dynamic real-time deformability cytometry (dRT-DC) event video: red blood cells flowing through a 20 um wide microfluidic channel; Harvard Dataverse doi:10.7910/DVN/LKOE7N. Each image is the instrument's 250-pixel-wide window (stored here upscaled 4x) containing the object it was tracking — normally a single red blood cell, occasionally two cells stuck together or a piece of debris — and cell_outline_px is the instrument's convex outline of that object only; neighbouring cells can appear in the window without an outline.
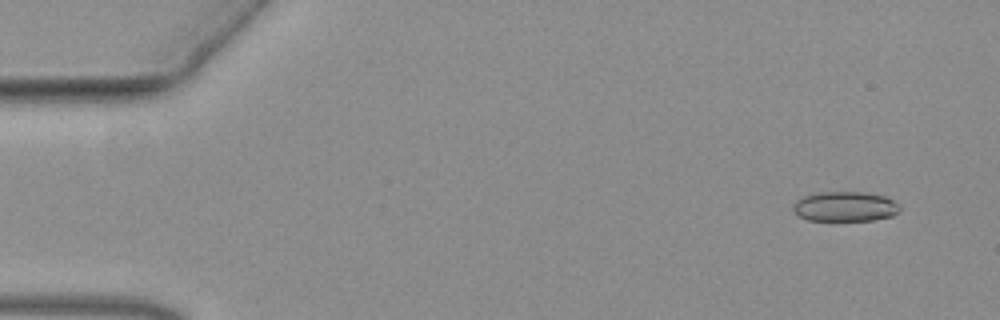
{"species": "common noctule bat (a hibernating species)", "species_latin": "Nyctalus noctula", "temperature_condition": "warm", "stored_images_in_passage": 56, "camera_frame_rate_fps": 3000, "um_per_image_px": 0.085, "animal": {"sex": "female", "body_mass_g": 19.3, "forearm_length_mm": 54.1}, "frame": {"image": 1, "passage_image": 3, "time_ms": 0.667, "image_size_px": [1000, 320], "cell_outline_px": [[900, 208], [892, 216], [872, 220], [808, 220], [800, 216], [792, 208], [792, 204], [796, 200], [804, 196], [816, 192], [864, 192], [884, 196], [900, 204]], "centroid_in_image_um": [71.81, 17.54], "position_along_channel_um": 13.2, "area_um2": 18.5}}
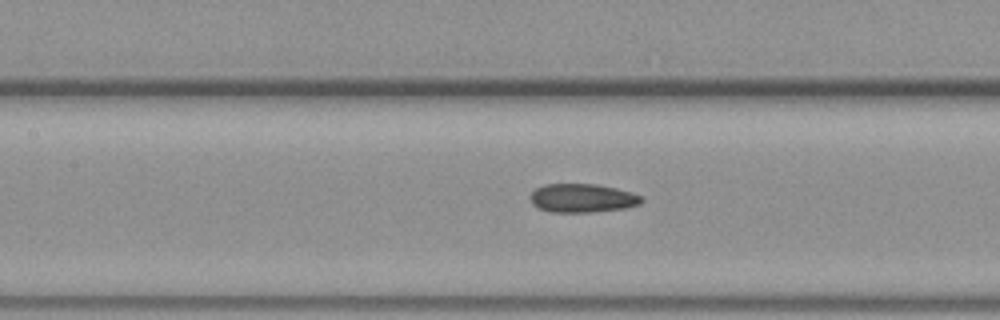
{"frame": {"image": 2, "passage_image": 25, "time_ms": 8.0, "image_size_px": [1000, 320], "cell_outline_px": [[644, 200], [640, 204], [624, 208], [596, 212], [548, 212], [536, 208], [532, 204], [528, 196], [536, 188], [544, 184], [596, 184], [616, 188], [632, 192], [640, 196]], "centroid_in_image_um": [49.46, 16.84], "position_along_channel_um": 157.9, "area_um2": 18.84}}
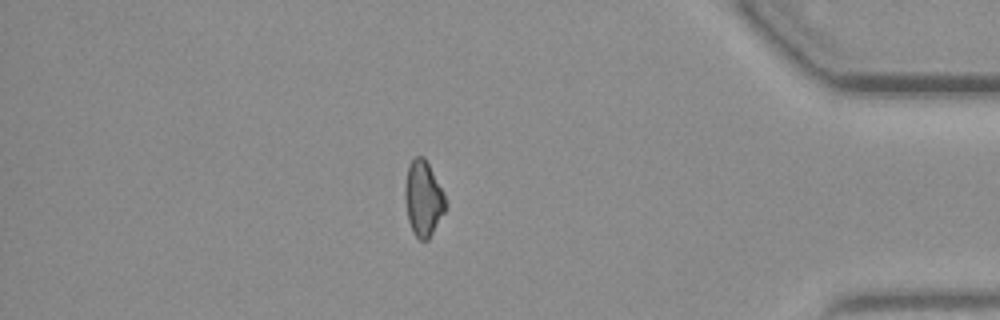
{"frame": {"image": 3, "passage_image": 48, "time_ms": 15.667, "image_size_px": [1000, 320], "cell_outline_px": [[448, 204], [444, 212], [428, 240], [420, 240], [412, 232], [408, 220], [404, 200], [404, 188], [408, 164], [416, 156], [424, 156], [444, 192]], "centroid_in_image_um": [35.97, 16.86], "position_along_channel_um": 399.2, "area_um2": 18.03}}